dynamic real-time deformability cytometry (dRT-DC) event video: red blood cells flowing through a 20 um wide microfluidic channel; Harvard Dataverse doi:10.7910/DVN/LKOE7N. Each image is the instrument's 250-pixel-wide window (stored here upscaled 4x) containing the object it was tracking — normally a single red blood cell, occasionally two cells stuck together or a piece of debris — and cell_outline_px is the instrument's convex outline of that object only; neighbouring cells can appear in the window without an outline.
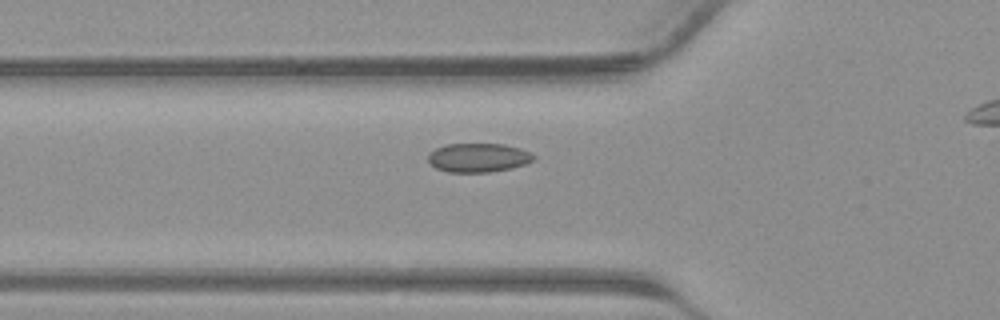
{"species": "common noctule bat (a hibernating species)", "species_latin": "Nyctalus noctula", "temperature_condition": "warm", "stored_images_in_passage": 33, "camera_frame_rate_fps": 3000, "um_per_image_px": 0.085, "animal": {"sex": "male", "body_mass_g": 23.1, "forearm_length_mm": 52.7}, "frame": {"image": 1, "passage_image": 12, "time_ms": 3.667, "image_size_px": [1000, 320], "cell_outline_px": [[536, 156], [532, 160], [524, 164], [512, 168], [488, 172], [448, 172], [436, 168], [428, 160], [428, 156], [436, 148], [448, 144], [504, 144], [520, 148]], "centroid_in_image_um": [40.66, 13.4], "position_along_channel_um": 85.1, "area_um2": 17.57}}
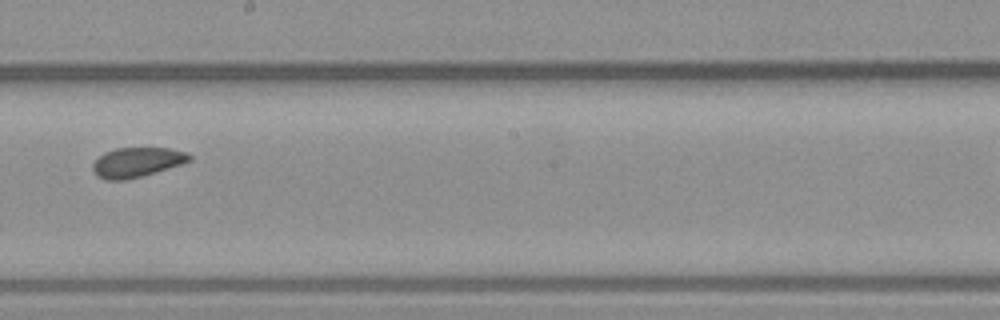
{"frame": {"image": 2, "passage_image": 21, "time_ms": 6.667, "image_size_px": [1000, 320], "cell_outline_px": [[192, 160], [180, 164], [140, 176], [124, 180], [104, 180], [96, 176], [92, 172], [92, 164], [104, 152], [116, 148], [168, 148], [188, 152], [192, 156]], "centroid_in_image_um": [11.6, 13.79], "position_along_channel_um": 236.6, "area_um2": 16.65}}
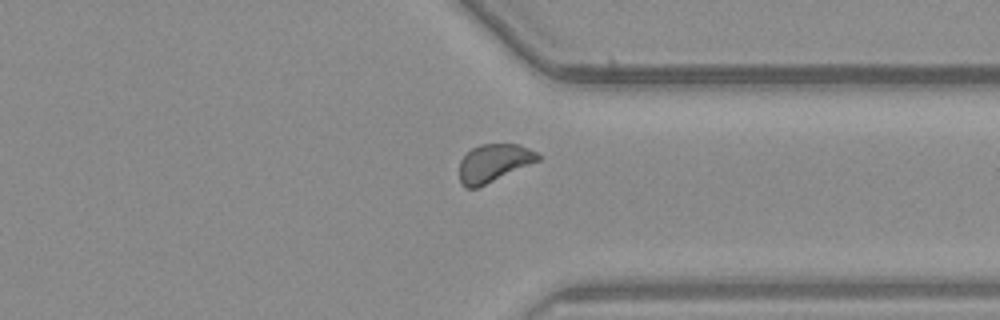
{"frame": {"image": 3, "passage_image": 29, "time_ms": 9.333, "image_size_px": [1000, 320], "cell_outline_px": [[540, 160], [476, 188], [464, 188], [460, 184], [460, 160], [472, 148], [480, 144], [520, 144], [540, 152]], "centroid_in_image_um": [41.99, 13.84], "position_along_channel_um": 369.4, "area_um2": 17.34}}